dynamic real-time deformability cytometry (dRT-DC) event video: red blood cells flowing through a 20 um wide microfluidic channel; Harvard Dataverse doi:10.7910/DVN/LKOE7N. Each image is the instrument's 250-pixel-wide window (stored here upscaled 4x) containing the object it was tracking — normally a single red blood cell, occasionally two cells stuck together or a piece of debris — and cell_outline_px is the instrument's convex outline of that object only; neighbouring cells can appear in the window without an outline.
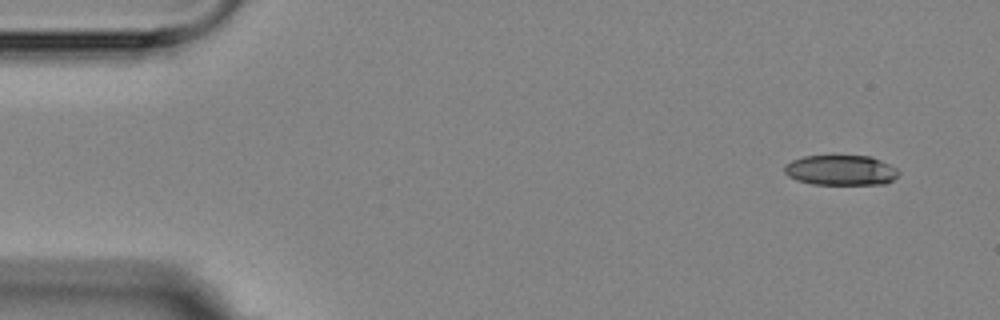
{"species": "Egyptian fruit bat (a non-hibernating species)", "species_latin": "Rousettus aegyptiacus", "temperature_condition": "room temperature", "stored_images_in_passage": 5, "camera_frame_rate_fps": 3000, "um_per_image_px": 0.085, "animal": {"sex": "female"}, "frame": {"image": 1, "passage_image": 1, "time_ms": 0.0, "image_size_px": [1000, 320], "cell_outline_px": [[900, 172], [892, 180], [884, 184], [812, 184], [796, 180], [788, 176], [784, 172], [784, 164], [792, 160], [804, 156], [872, 156], [896, 168]], "centroid_in_image_um": [71.44, 14.47], "position_along_channel_um": 13.6, "area_um2": 20.06}}